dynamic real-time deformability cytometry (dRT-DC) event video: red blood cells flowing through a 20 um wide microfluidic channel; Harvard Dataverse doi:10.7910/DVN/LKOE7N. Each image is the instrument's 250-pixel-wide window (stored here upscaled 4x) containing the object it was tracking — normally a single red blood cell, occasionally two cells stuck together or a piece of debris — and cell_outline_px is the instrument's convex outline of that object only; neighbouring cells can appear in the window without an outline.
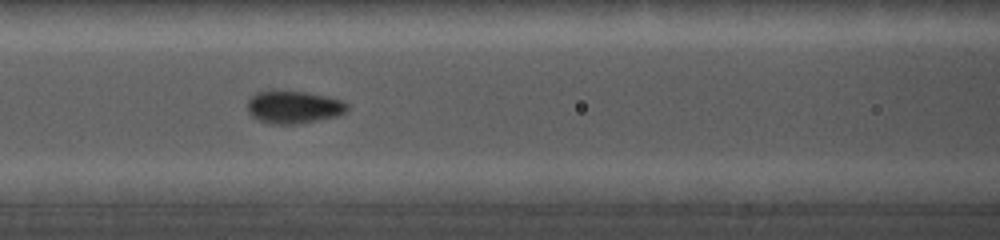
{"species": "common noctule bat (a hibernating species)", "species_latin": "Nyctalus noctula", "temperature_condition": "cold", "stored_images_in_passage": 27, "camera_frame_rate_fps": 5000, "um_per_image_px": 0.085, "animal": {"sex": "female", "body_mass_g": 19.0, "forearm_length_mm": 56.7}, "frame": {"image": 1, "passage_image": 7, "time_ms": 3.0, "image_size_px": [1000, 240], "cell_outline_px": [[340, 108], [332, 112], [288, 120], [276, 120], [264, 116], [256, 112], [252, 108], [252, 100], [260, 92], [268, 88], [276, 88], [300, 92], [316, 96], [340, 104]], "centroid_in_image_um": [24.7, 8.89], "position_along_channel_um": 141.9, "area_um2": 13.99}}
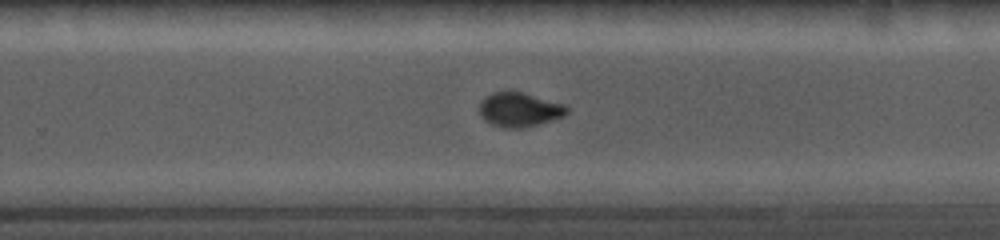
{"frame": {"image": 2, "passage_image": 16, "time_ms": 6.8, "image_size_px": [1000, 240], "cell_outline_px": [[564, 112], [556, 116], [532, 124], [500, 124], [488, 120], [484, 116], [480, 108], [480, 104], [492, 92], [508, 88], [512, 88], [524, 92], [556, 104], [564, 108]], "centroid_in_image_um": [44.01, 9.16], "position_along_channel_um": 285.8, "area_um2": 15.26}}
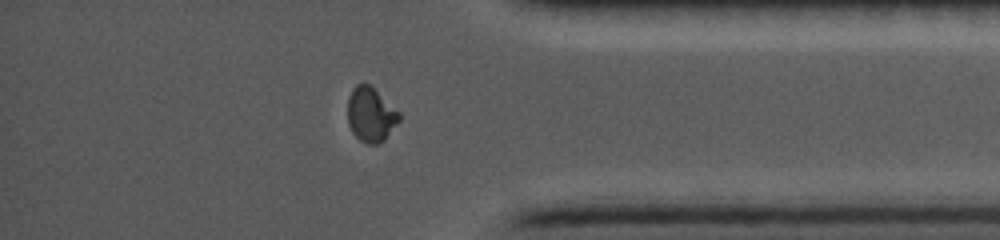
{"frame": {"image": 3, "passage_image": 24, "time_ms": 10.0, "image_size_px": [1000, 240], "cell_outline_px": [[400, 120], [376, 144], [368, 144], [360, 140], [356, 136], [348, 120], [348, 100], [352, 88], [356, 84], [364, 80], [400, 116]], "centroid_in_image_um": [31.44, 9.7], "position_along_channel_um": 403.8, "area_um2": 15.37}}